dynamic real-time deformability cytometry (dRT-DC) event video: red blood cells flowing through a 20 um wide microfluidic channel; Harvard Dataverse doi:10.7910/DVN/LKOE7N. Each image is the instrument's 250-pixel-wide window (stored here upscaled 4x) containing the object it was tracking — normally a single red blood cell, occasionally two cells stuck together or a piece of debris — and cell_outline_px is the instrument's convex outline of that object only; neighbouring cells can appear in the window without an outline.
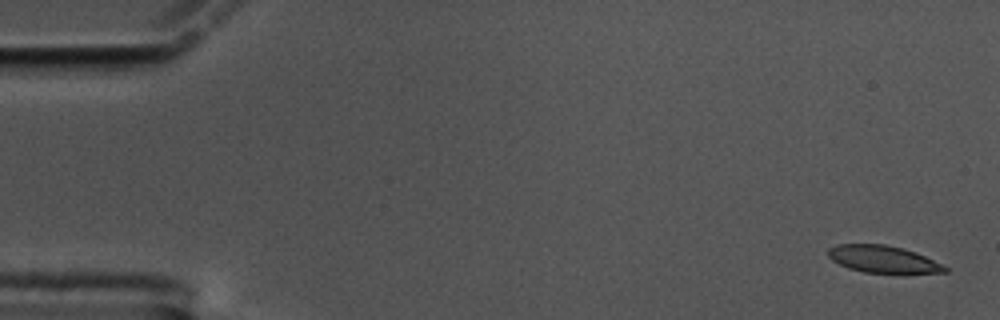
{"species": "common noctule bat (a hibernating species)", "species_latin": "Nyctalus noctula", "temperature_condition": "cold", "stored_images_in_passage": 58, "camera_frame_rate_fps": 3000, "um_per_image_px": 0.085, "animal": {"sex": "male", "body_mass_g": 17.5, "forearm_length_mm": 52.3}, "frame": {"image": 1, "passage_image": 2, "time_ms": 0.333, "image_size_px": [1000, 320], "cell_outline_px": [[948, 272], [900, 276], [864, 272], [848, 268], [832, 260], [828, 256], [828, 248], [836, 244], [884, 244], [916, 252], [948, 268]], "centroid_in_image_um": [75.1, 22.09], "position_along_channel_um": 9.9, "area_um2": 19.19}}
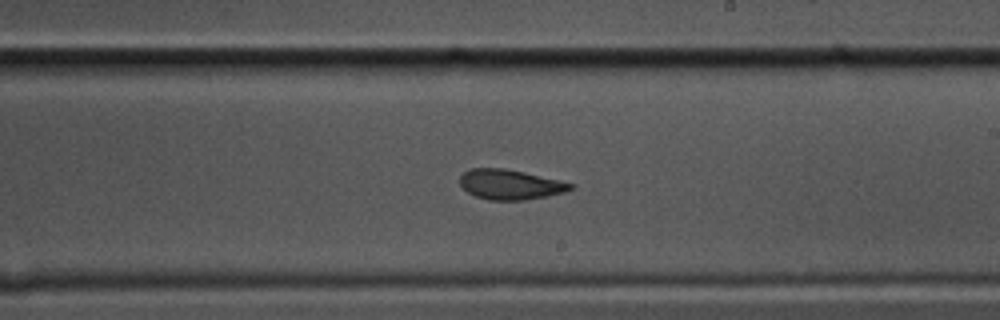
{"frame": {"image": 2, "passage_image": 34, "time_ms": 11.0, "image_size_px": [1000, 320], "cell_outline_px": [[576, 184], [572, 188], [564, 192], [524, 200], [488, 200], [476, 196], [468, 192], [460, 184], [460, 176], [464, 172], [472, 168], [504, 168], [524, 172], [560, 180]], "centroid_in_image_um": [43.36, 15.67], "position_along_channel_um": 245.6, "area_um2": 19.19}}
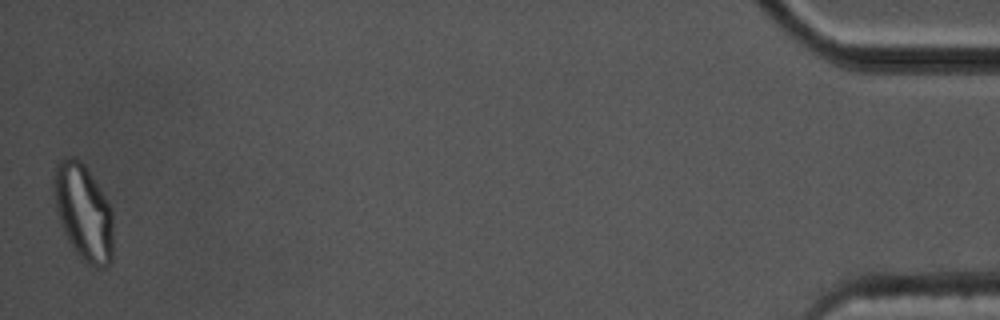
{"frame": {"image": 3, "passage_image": 58, "time_ms": 19.0, "image_size_px": [1000, 320], "cell_outline_px": [[112, 264], [104, 268], [96, 268], [88, 264], [76, 252], [68, 240], [60, 224], [56, 208], [52, 188], [52, 176], [56, 164], [64, 156], [76, 156], [84, 164], [100, 188], [112, 208]], "centroid_in_image_um": [7.08, 18.01], "position_along_channel_um": 428.1, "area_um2": 33.76}, "authors_computed_cell_mechanics": {"area_um2": 20.0855, "velocity_mm_per_s": 3.4322, "shape_relaxation_time_tau1_ms": 10.9383, "shape_relaxation_time_tau2_ms": 2.8048, "deformation_change_tau1": 0.2382, "deformation_change_tau2": 0.0854}}